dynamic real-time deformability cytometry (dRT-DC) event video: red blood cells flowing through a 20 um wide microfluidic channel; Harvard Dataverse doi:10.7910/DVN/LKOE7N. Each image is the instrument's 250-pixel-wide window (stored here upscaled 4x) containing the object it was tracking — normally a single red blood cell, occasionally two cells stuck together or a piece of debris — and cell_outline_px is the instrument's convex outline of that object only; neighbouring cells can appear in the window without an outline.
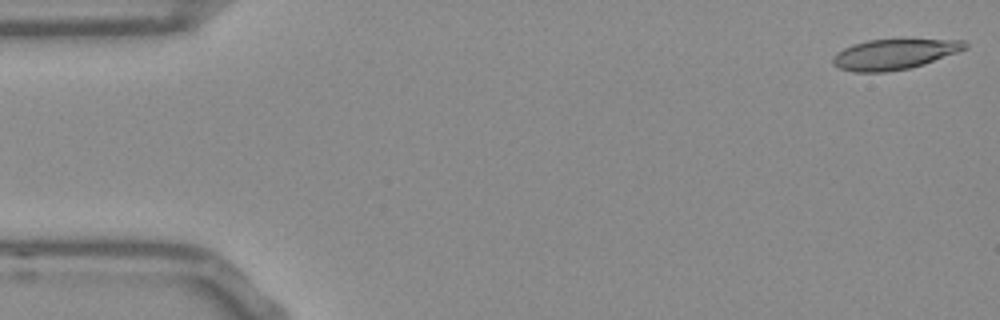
{"species": "Egyptian fruit bat (a non-hibernating species)", "species_latin": "Rousettus aegyptiacus", "temperature_condition": "room temperature", "stored_images_in_passage": 53, "camera_frame_rate_fps": 3000, "um_per_image_px": 0.085, "frame": {"image": 1, "passage_image": 1, "time_ms": 0.0, "image_size_px": [1000, 320], "cell_outline_px": [[968, 48], [924, 64], [908, 68], [888, 72], [852, 72], [840, 68], [832, 64], [832, 56], [836, 52], [852, 44], [868, 40], [964, 40], [968, 44]], "centroid_in_image_um": [75.96, 4.62], "position_along_channel_um": 9.0, "area_um2": 23.24}}
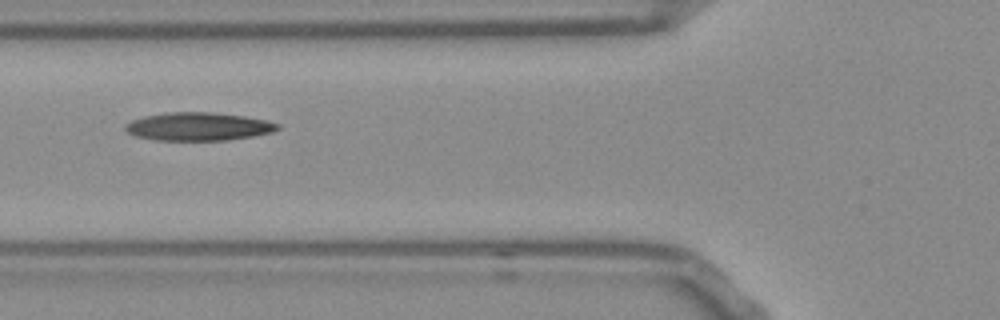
{"frame": {"image": 2, "passage_image": 19, "time_ms": 6.0, "image_size_px": [1000, 320], "cell_outline_px": [[280, 128], [272, 132], [252, 136], [228, 140], [156, 140], [136, 136], [128, 132], [124, 128], [124, 124], [132, 120], [144, 116], [168, 112], [212, 112], [244, 116], [268, 120], [280, 124]], "centroid_in_image_um": [16.87, 10.75], "position_along_channel_um": 108.9, "area_um2": 25.03}}
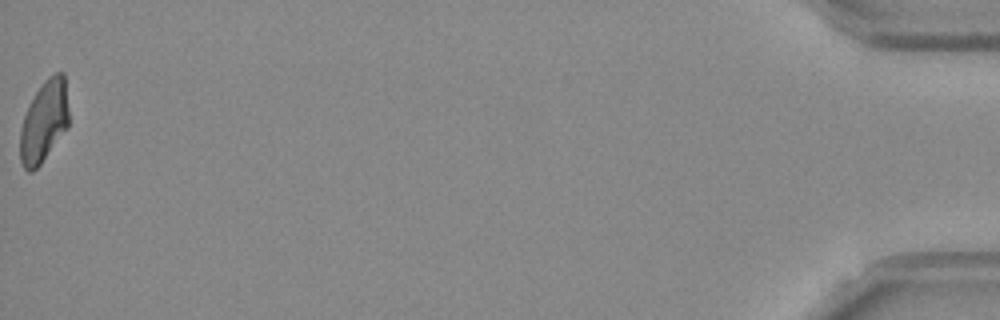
{"frame": {"image": 3, "passage_image": 53, "time_ms": 17.333, "image_size_px": [1000, 320], "cell_outline_px": [[68, 128], [40, 164], [32, 172], [28, 172], [24, 168], [20, 160], [20, 128], [28, 104], [44, 80], [48, 76], [56, 72], [64, 72], [68, 108]], "centroid_in_image_um": [3.74, 10.32], "position_along_channel_um": 431.5, "area_um2": 23.24}, "authors_computed_cell_mechanics": {"area_um2": 24.3916, "velocity_mm_per_s": 3.771, "shape_relaxation_time_tau1_ms": null, "shape_relaxation_time_tau2_ms": 6.9853, "deformation_change_tau1": null, "deformation_change_tau2": 0.1584}}